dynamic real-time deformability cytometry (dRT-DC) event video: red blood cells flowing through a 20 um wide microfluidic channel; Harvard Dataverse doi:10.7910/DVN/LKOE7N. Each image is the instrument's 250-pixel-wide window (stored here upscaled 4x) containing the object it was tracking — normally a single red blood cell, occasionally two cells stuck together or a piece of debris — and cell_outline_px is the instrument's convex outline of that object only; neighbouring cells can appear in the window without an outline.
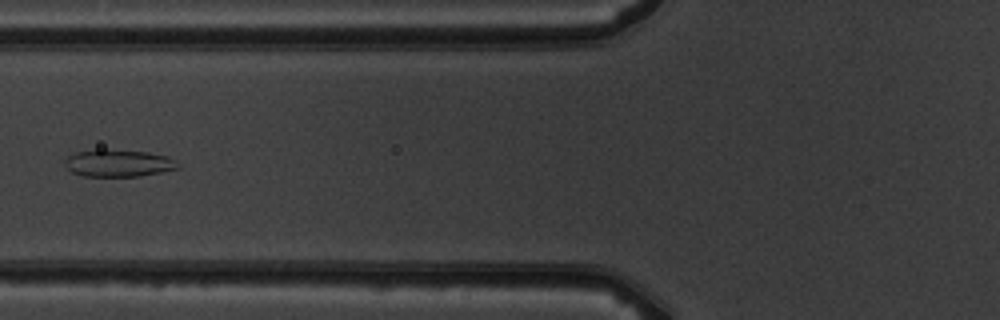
{"species": "common noctule bat (a hibernating species)", "species_latin": "Nyctalus noctula", "temperature_condition": "warm", "stored_images_in_passage": 7, "camera_frame_rate_fps": 3000, "um_per_image_px": 0.085, "animal": {"sex": "male", "body_mass_g": 19.5, "forearm_length_mm": 54.6}, "frame": {"image": 1, "passage_image": 6, "time_ms": 6.0, "image_size_px": [1000, 320], "cell_outline_px": [[180, 168], [140, 176], [84, 176], [72, 172], [64, 164], [64, 160], [68, 156], [76, 152], [100, 148], [104, 148], [148, 152], [168, 156], [176, 160], [180, 164]], "centroid_in_image_um": [10.08, 13.85], "position_along_channel_um": 115.7, "area_um2": 18.21}}